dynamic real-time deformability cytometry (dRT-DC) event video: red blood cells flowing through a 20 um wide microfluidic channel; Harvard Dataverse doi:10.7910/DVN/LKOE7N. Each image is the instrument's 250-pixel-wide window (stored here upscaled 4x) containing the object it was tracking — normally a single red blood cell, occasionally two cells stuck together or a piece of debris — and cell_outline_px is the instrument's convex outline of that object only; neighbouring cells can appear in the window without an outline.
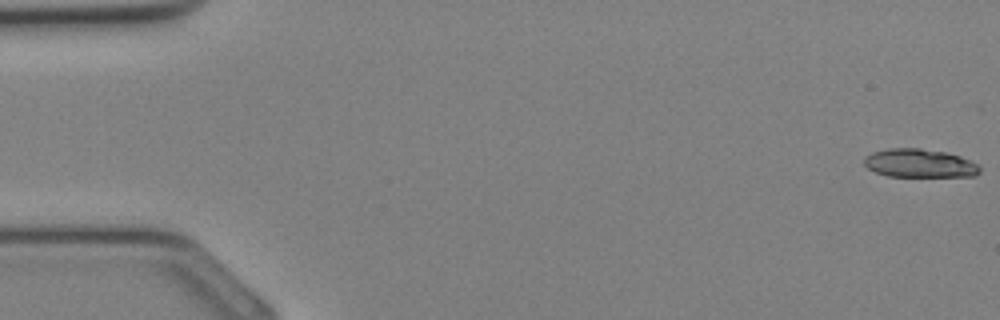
{"species": "Egyptian fruit bat (a non-hibernating species)", "species_latin": "Rousettus aegyptiacus", "temperature_condition": "cold", "stored_images_in_passage": 35, "camera_frame_rate_fps": 3000, "um_per_image_px": 0.085, "animal": {"sex": "female"}, "frame": {"image": 1, "passage_image": 1, "time_ms": 0.0, "image_size_px": [1000, 320], "cell_outline_px": [[980, 172], [976, 176], [888, 176], [876, 172], [868, 168], [864, 164], [864, 156], [872, 152], [888, 148], [920, 148], [944, 152], [960, 156], [976, 164], [980, 168]], "centroid_in_image_um": [78.13, 13.87], "position_along_channel_um": 6.9, "area_um2": 19.07}}
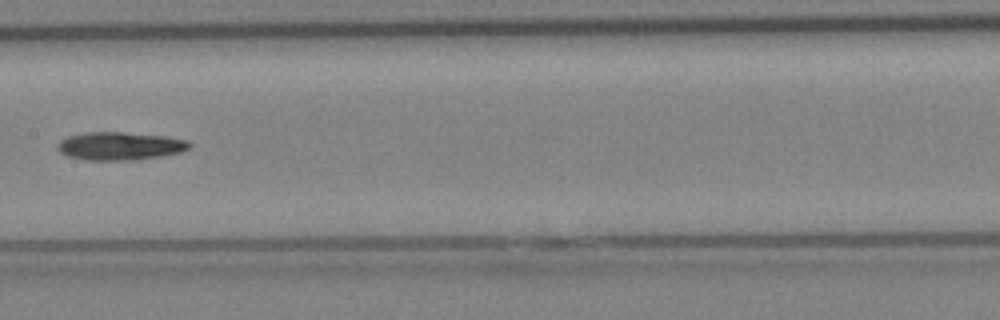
{"frame": {"image": 2, "passage_image": 18, "time_ms": 5.667, "image_size_px": [1000, 320], "cell_outline_px": [[192, 144], [188, 148], [180, 152], [160, 156], [132, 160], [88, 160], [68, 156], [60, 152], [56, 148], [56, 144], [60, 140], [68, 136], [88, 132], [124, 132], [164, 136], [188, 140]], "centroid_in_image_um": [10.17, 12.4], "position_along_channel_um": 197.2, "area_um2": 21.5}}
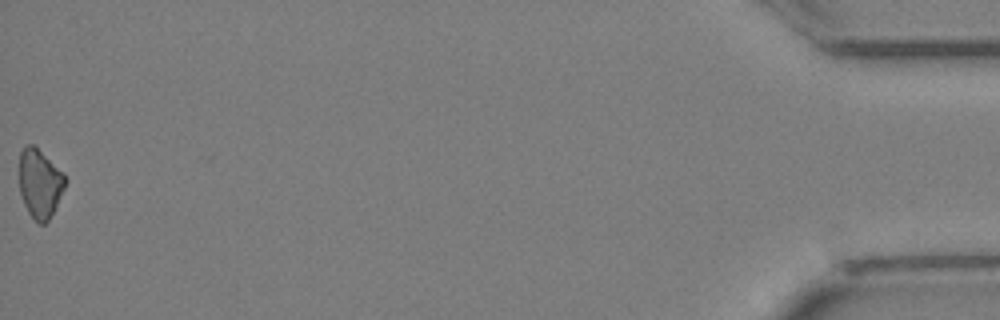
{"frame": {"image": 3, "passage_image": 35, "time_ms": 11.333, "image_size_px": [1000, 320], "cell_outline_px": [[68, 180], [48, 220], [44, 224], [36, 224], [28, 212], [24, 204], [20, 192], [20, 152], [28, 144], [32, 144], [64, 172]], "centroid_in_image_um": [3.39, 15.61], "position_along_channel_um": 431.8, "area_um2": 18.26}}